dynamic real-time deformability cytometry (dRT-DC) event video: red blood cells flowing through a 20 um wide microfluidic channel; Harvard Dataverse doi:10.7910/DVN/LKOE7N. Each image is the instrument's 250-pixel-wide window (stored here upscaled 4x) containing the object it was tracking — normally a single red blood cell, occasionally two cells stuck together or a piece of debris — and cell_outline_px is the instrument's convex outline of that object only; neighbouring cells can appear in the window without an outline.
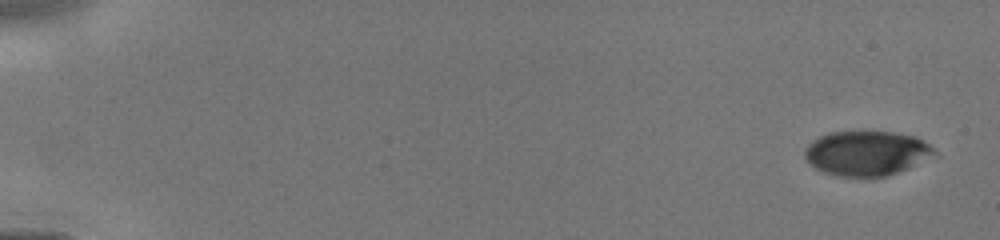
{"species": "human", "species_latin": "Homo sapiens", "temperature_condition": "cold", "stored_images_in_passage": 8, "camera_frame_rate_fps": 3000, "um_per_image_px": 0.085, "donor": {"sex": "male"}, "frame": {"image": 1, "passage_image": 1, "time_ms": 0.0, "image_size_px": [1000, 240], "cell_outline_px": [[940, 156], [888, 176], [836, 176], [824, 172], [816, 168], [804, 156], [804, 148], [812, 140], [820, 136], [832, 132], [892, 132], [912, 136], [928, 144]], "centroid_in_image_um": [73.7, 13.03], "position_along_channel_um": 11.3, "area_um2": 33.76}}
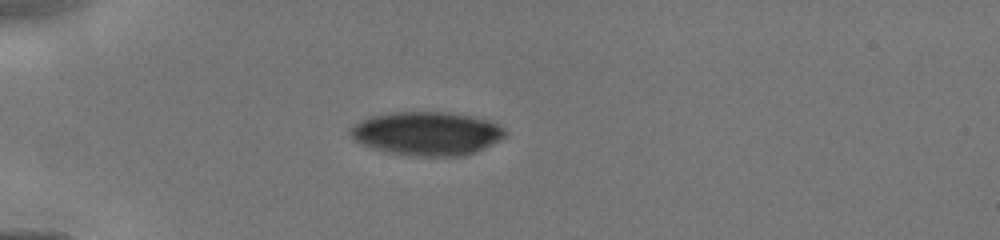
{"frame": {"image": 2, "passage_image": 6, "time_ms": 4.0, "image_size_px": [1000, 240], "cell_outline_px": [[508, 136], [476, 152], [464, 156], [408, 156], [388, 152], [372, 148], [360, 144], [352, 136], [352, 128], [360, 120], [368, 116], [392, 112], [444, 112], [468, 116], [488, 120], [504, 128], [508, 132]], "centroid_in_image_um": [36.31, 11.36], "position_along_channel_um": 48.7, "area_um2": 39.36}}
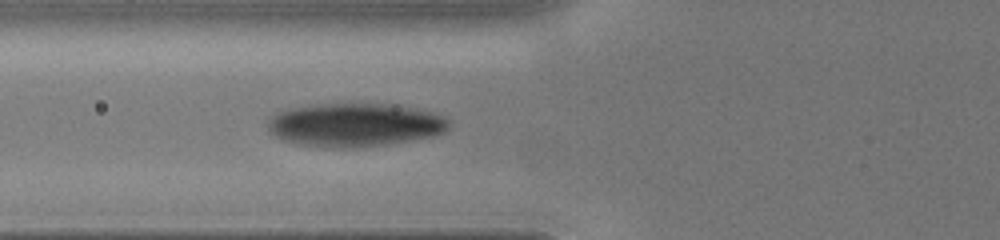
{"frame": {"image": 3, "passage_image": 8, "time_ms": 5.667, "image_size_px": [1000, 240], "cell_outline_px": [[448, 128], [444, 132], [432, 136], [384, 144], [344, 148], [328, 148], [300, 144], [284, 140], [268, 132], [268, 120], [276, 112], [292, 108], [320, 104], [388, 104], [416, 108], [432, 112], [448, 120]], "centroid_in_image_um": [30.12, 10.61], "position_along_channel_um": 95.7, "area_um2": 45.37}}